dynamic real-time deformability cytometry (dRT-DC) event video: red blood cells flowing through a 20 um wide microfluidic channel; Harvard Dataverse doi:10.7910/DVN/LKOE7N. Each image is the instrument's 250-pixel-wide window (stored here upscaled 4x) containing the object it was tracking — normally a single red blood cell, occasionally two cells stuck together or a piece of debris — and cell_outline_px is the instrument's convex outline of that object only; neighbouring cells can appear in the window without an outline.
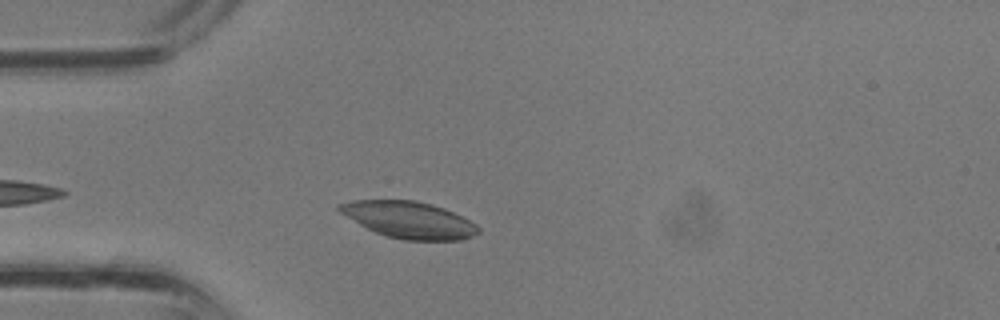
{"species": "common noctule bat (a hibernating species)", "species_latin": "Nyctalus noctula", "temperature_condition": "room temperature", "stored_images_in_passage": 27, "camera_frame_rate_fps": 3000, "um_per_image_px": 0.085, "animal": {"sex": "male", "body_mass_g": 13.3}, "frame": {"image": 1, "passage_image": 2, "time_ms": 0.333, "image_size_px": [1000, 320], "cell_outline_px": [[480, 232], [464, 240], [404, 240], [388, 236], [376, 232], [360, 224], [340, 212], [336, 208], [336, 204], [352, 200], [416, 200], [432, 204], [444, 208], [476, 224], [480, 228]], "centroid_in_image_um": [34.77, 18.68], "position_along_channel_um": 50.2, "area_um2": 29.54}}
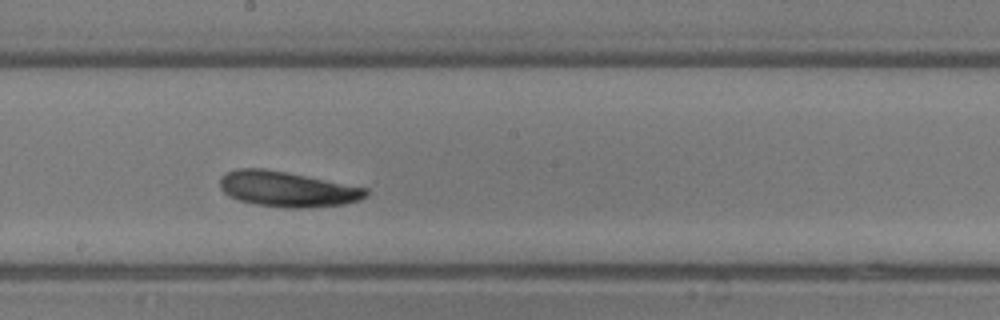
{"frame": {"image": 2, "passage_image": 12, "time_ms": 3.667, "image_size_px": [1000, 320], "cell_outline_px": [[368, 196], [360, 200], [344, 204], [304, 208], [284, 208], [256, 204], [236, 200], [228, 196], [220, 188], [220, 176], [228, 172], [240, 168], [264, 168], [368, 188]], "centroid_in_image_um": [24.4, 16.08], "position_along_channel_um": 223.8, "area_um2": 30.11}}
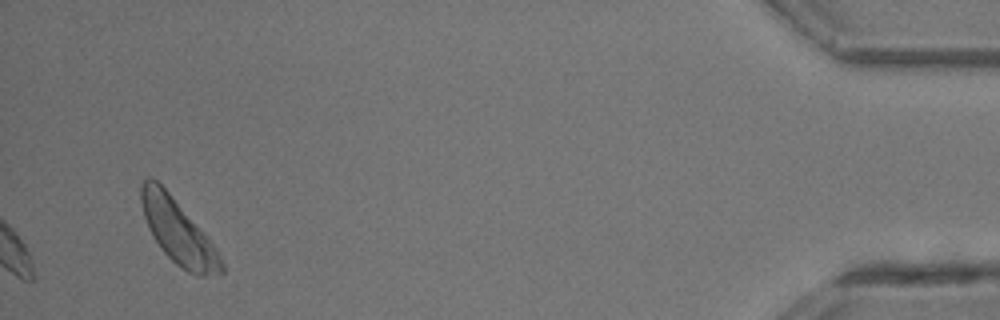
{"frame": {"image": 3, "passage_image": 27, "time_ms": 8.667, "image_size_px": [1000, 320], "cell_outline_px": [[224, 272], [204, 276], [200, 276], [188, 272], [176, 264], [160, 248], [152, 236], [148, 228], [144, 216], [140, 200], [140, 184], [148, 176], [152, 176], [168, 192], [216, 248], [224, 264]], "centroid_in_image_um": [15.1, 19.69], "position_along_channel_um": 420.1, "area_um2": 29.42}}